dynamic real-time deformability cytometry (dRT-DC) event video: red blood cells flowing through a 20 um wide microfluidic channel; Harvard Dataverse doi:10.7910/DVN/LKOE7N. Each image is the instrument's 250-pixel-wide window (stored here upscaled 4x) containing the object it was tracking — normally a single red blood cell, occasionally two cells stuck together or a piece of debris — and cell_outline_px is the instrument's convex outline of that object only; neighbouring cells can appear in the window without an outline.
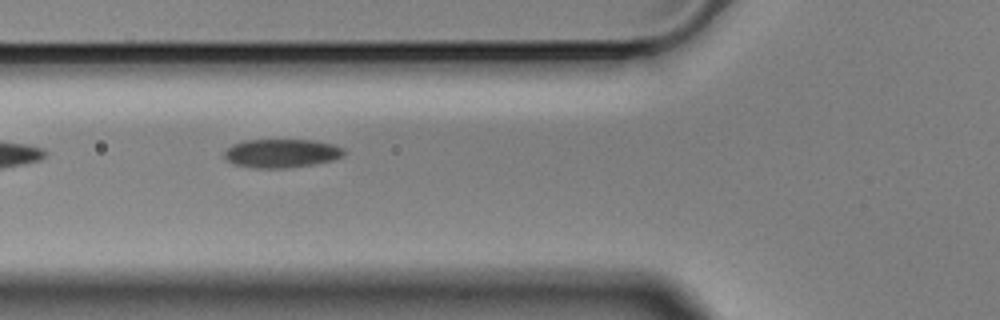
{"species": "Egyptian fruit bat (a non-hibernating species)", "species_latin": "Rousettus aegyptiacus", "temperature_condition": "cold", "stored_images_in_passage": 8, "camera_frame_rate_fps": 3000, "um_per_image_px": 0.085, "animal": {"sex": "male"}, "frame": {"image": 1, "passage_image": 7, "time_ms": 2.0, "image_size_px": [1000, 320], "cell_outline_px": [[344, 156], [332, 160], [316, 164], [288, 168], [252, 168], [232, 164], [224, 156], [224, 152], [232, 144], [244, 140], [312, 140], [332, 144], [344, 148]], "centroid_in_image_um": [23.92, 13.04], "position_along_channel_um": 101.9, "area_um2": 20.11}}
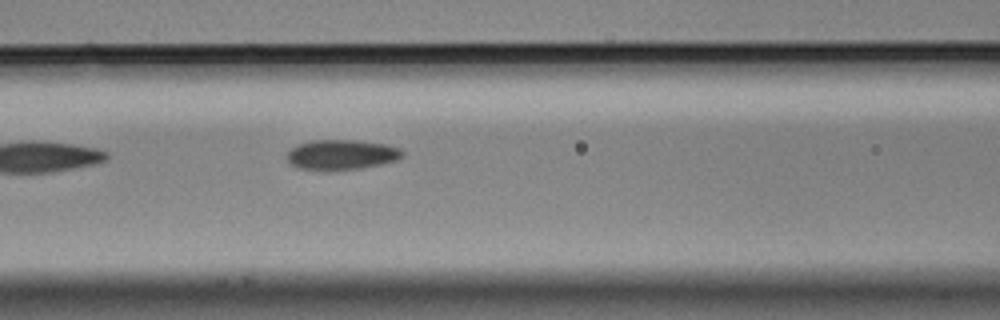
{"frame": {"image": 2, "passage_image": 8, "time_ms": 2.333, "image_size_px": [1000, 320], "cell_outline_px": [[404, 156], [396, 160], [380, 164], [360, 168], [300, 168], [292, 164], [288, 160], [288, 152], [292, 148], [300, 144], [312, 140], [356, 140], [388, 144], [400, 148], [404, 152]], "centroid_in_image_um": [29.11, 13.1], "position_along_channel_um": 137.5, "area_um2": 19.54}}